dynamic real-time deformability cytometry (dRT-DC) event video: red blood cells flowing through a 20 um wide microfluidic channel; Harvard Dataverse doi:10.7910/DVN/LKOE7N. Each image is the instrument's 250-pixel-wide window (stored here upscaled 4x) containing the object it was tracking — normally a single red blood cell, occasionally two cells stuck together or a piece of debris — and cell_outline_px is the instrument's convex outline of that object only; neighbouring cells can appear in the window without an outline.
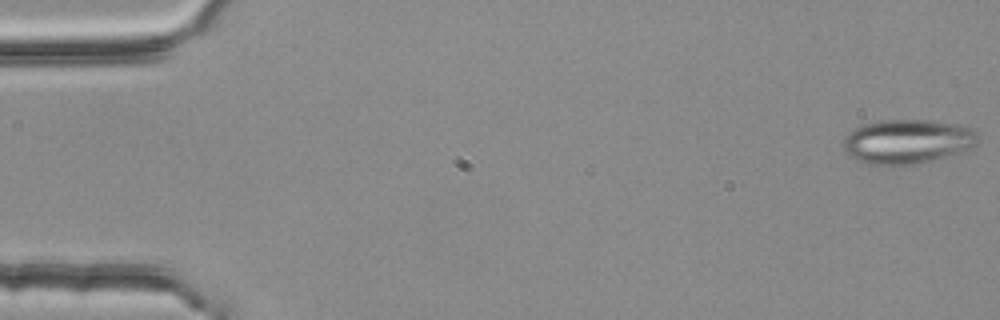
{"species": "common noctule bat (a hibernating species)", "species_latin": "Nyctalus noctula", "temperature_condition": "room temperature", "stored_images_in_passage": 5, "camera_frame_rate_fps": 3000, "um_per_image_px": 0.085, "animal": {"sex": "female", "body_mass_g": 25.1}, "frame": {"image": 1, "passage_image": 1, "time_ms": 0.0, "image_size_px": [1000, 320], "cell_outline_px": [[980, 140], [976, 144], [968, 148], [932, 160], [916, 164], [868, 164], [856, 160], [848, 156], [844, 152], [844, 140], [856, 128], [864, 124], [880, 120], [924, 120], [956, 124], [972, 128], [980, 136]], "centroid_in_image_um": [77.12, 12.02], "position_along_channel_um": 7.9, "area_um2": 34.28}}
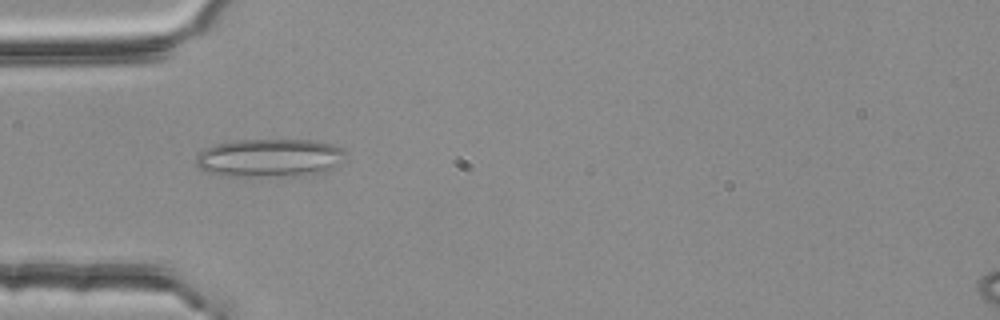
{"frame": {"image": 2, "passage_image": 5, "time_ms": 1.333, "image_size_px": [1000, 320], "cell_outline_px": [[344, 152], [336, 164], [324, 172], [248, 176], [224, 176], [208, 172], [200, 168], [196, 164], [196, 156], [200, 152], [212, 144], [232, 140], [312, 140], [332, 144], [340, 148]], "centroid_in_image_um": [22.79, 13.39], "position_along_channel_um": 62.2, "area_um2": 32.48}}